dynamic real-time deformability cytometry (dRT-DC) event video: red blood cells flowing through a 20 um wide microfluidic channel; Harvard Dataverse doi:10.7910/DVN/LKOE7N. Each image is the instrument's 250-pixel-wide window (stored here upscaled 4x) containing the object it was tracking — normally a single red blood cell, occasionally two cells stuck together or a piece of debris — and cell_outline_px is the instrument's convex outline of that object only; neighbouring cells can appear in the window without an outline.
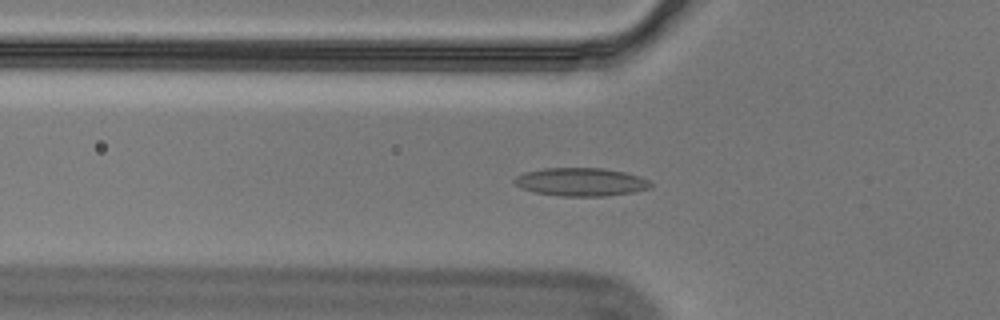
{"species": "Egyptian fruit bat (a non-hibernating species)", "species_latin": "Rousettus aegyptiacus", "temperature_condition": "cold", "stored_images_in_passage": 43, "camera_frame_rate_fps": 3000, "um_per_image_px": 0.085, "animal": {"sex": "male"}, "frame": {"image": 1, "passage_image": 5, "time_ms": 1.333, "image_size_px": [1000, 320], "cell_outline_px": [[652, 188], [632, 192], [604, 196], [560, 196], [536, 192], [524, 188], [516, 184], [512, 180], [516, 176], [524, 172], [544, 168], [604, 168], [624, 172], [640, 176], [648, 180], [652, 184]], "centroid_in_image_um": [49.4, 15.46], "position_along_channel_um": 76.4, "area_um2": 22.31}}
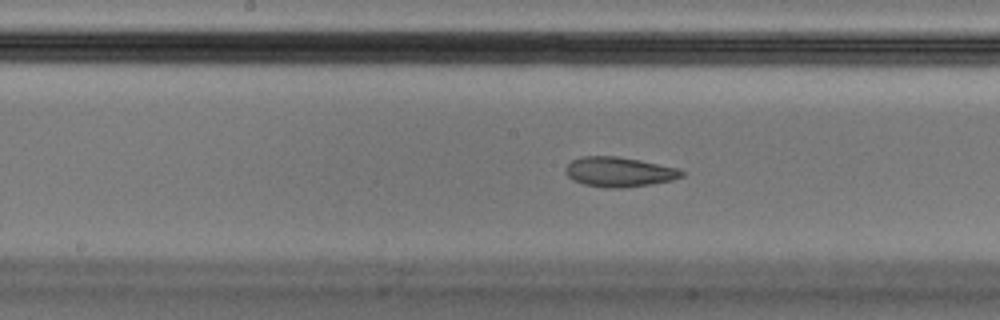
{"frame": {"image": 2, "passage_image": 15, "time_ms": 4.667, "image_size_px": [1000, 320], "cell_outline_px": [[684, 176], [672, 180], [652, 184], [620, 188], [604, 188], [584, 184], [572, 180], [564, 172], [564, 168], [572, 160], [580, 156], [616, 156], [640, 160], [680, 168], [684, 172]], "centroid_in_image_um": [52.62, 14.61], "position_along_channel_um": 195.6, "area_um2": 20.4}}
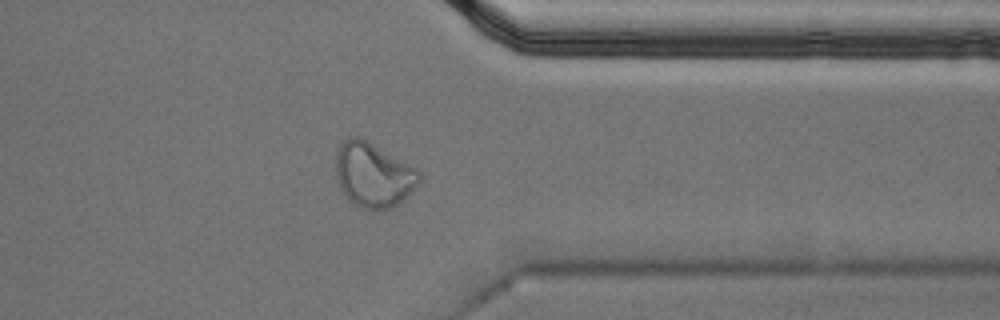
{"frame": {"image": 3, "passage_image": 31, "time_ms": 10.0, "image_size_px": [1000, 320], "cell_outline_px": [[420, 180], [416, 188], [396, 204], [388, 208], [372, 212], [360, 208], [352, 204], [348, 200], [340, 188], [336, 176], [336, 152], [340, 144], [348, 136], [360, 136], [416, 168], [420, 172]], "centroid_in_image_um": [31.7, 14.87], "position_along_channel_um": 379.7, "area_um2": 31.67}, "authors_computed_cell_mechanics": {"area_um2": 20.8658, "velocity_mm_per_s": 3.5366, "shape_relaxation_time_tau1_ms": null, "shape_relaxation_time_tau2_ms": 1.8421, "deformation_change_tau1": null, "deformation_change_tau2": 0.078}}